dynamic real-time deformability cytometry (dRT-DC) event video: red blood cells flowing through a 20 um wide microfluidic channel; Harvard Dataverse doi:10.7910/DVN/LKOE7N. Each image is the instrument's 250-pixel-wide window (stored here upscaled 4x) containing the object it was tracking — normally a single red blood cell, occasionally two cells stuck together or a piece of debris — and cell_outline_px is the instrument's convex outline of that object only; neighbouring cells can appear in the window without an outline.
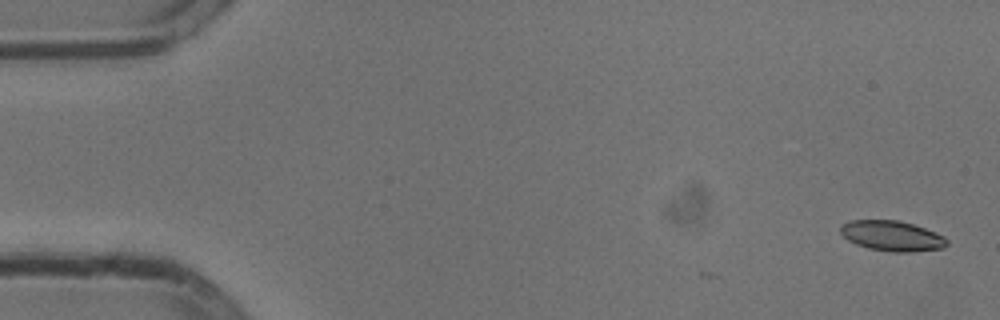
{"species": "common noctule bat (a hibernating species)", "species_latin": "Nyctalus noctula", "temperature_condition": "cold", "stored_images_in_passage": 9, "camera_frame_rate_fps": 3000, "um_per_image_px": 0.085, "animal": {"sex": "male", "body_mass_g": 13.3}, "frame": {"image": 1, "passage_image": 1, "time_ms": 0.0, "image_size_px": [1000, 320], "cell_outline_px": [[948, 244], [944, 248], [908, 252], [892, 252], [868, 248], [856, 244], [848, 240], [840, 232], [840, 224], [848, 220], [900, 220], [924, 228], [944, 236], [948, 240]], "centroid_in_image_um": [75.8, 20.04], "position_along_channel_um": 9.2, "area_um2": 18.84}}